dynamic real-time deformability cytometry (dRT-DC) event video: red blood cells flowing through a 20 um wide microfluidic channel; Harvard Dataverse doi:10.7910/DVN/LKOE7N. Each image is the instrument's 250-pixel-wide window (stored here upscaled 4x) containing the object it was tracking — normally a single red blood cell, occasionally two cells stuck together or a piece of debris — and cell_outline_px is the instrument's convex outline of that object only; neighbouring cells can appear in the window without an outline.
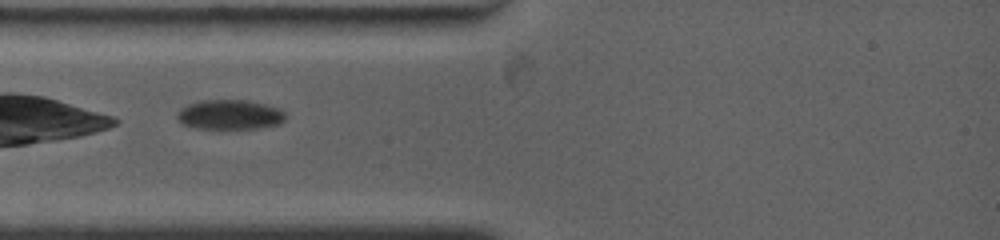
{"species": "common noctule bat (a hibernating species)", "species_latin": "Nyctalus noctula", "temperature_condition": "warm", "stored_images_in_passage": 5, "camera_frame_rate_fps": 4500, "um_per_image_px": 0.085, "animal": {"sex": "female", "body_mass_g": 19.0, "forearm_length_mm": 53.3}, "frame": {"image": 1, "passage_image": 2, "time_ms": 0.667, "image_size_px": [1000, 240], "cell_outline_px": [[284, 120], [280, 124], [256, 128], [196, 128], [184, 124], [176, 116], [176, 112], [180, 108], [188, 104], [200, 100], [248, 100], [280, 108], [284, 112]], "centroid_in_image_um": [19.52, 9.73], "position_along_channel_um": 65.5, "area_um2": 18.67}}
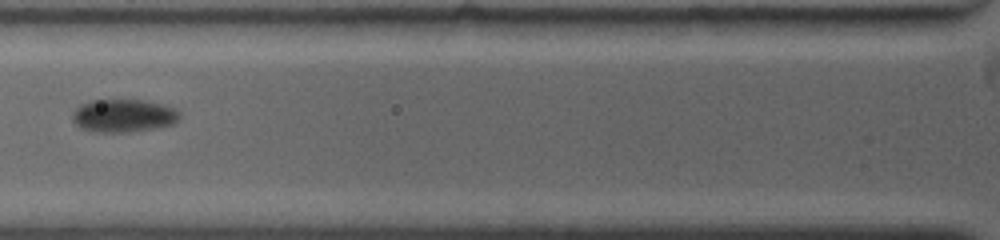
{"frame": {"image": 2, "passage_image": 4, "time_ms": 2.0, "image_size_px": [1000, 240], "cell_outline_px": [[180, 116], [172, 124], [152, 128], [128, 132], [92, 132], [80, 128], [72, 120], [72, 112], [80, 104], [92, 100], [140, 100], [160, 104], [172, 108], [180, 112]], "centroid_in_image_um": [10.42, 9.84], "position_along_channel_um": 115.4, "area_um2": 20.4}}